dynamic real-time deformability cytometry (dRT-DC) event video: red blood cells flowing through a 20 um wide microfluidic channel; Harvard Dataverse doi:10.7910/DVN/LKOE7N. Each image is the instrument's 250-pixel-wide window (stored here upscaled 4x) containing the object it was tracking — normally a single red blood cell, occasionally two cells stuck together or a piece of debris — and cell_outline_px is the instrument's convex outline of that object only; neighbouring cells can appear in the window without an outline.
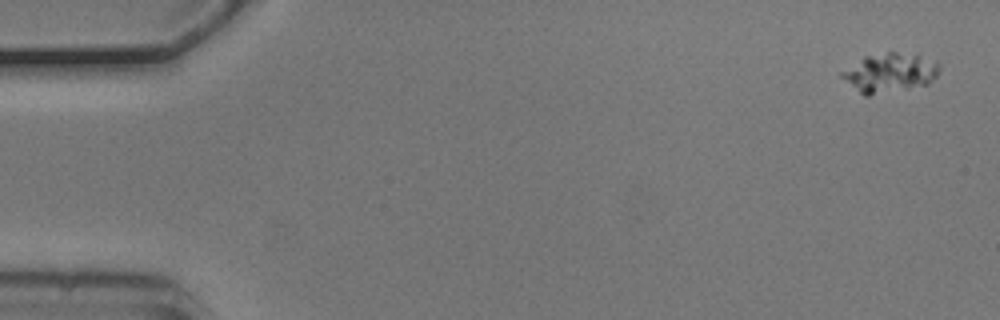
{"species": "common noctule bat (a hibernating species)", "species_latin": "Nyctalus noctula", "temperature_condition": "cold", "stored_images_in_passage": 5, "camera_frame_rate_fps": 3000, "um_per_image_px": 0.085, "animal": {"sex": "male", "body_mass_g": 20.5, "forearm_length_mm": 52.5}, "frame": {"image": 1, "passage_image": 1, "time_ms": 0.0, "image_size_px": [1000, 320], "cell_outline_px": [[940, 72], [928, 84], [868, 96], [864, 96], [840, 76], [840, 72], [864, 56], [888, 52], [916, 52], [936, 60], [940, 64]], "centroid_in_image_um": [75.69, 6.15], "position_along_channel_um": 9.3, "area_um2": 22.6}}
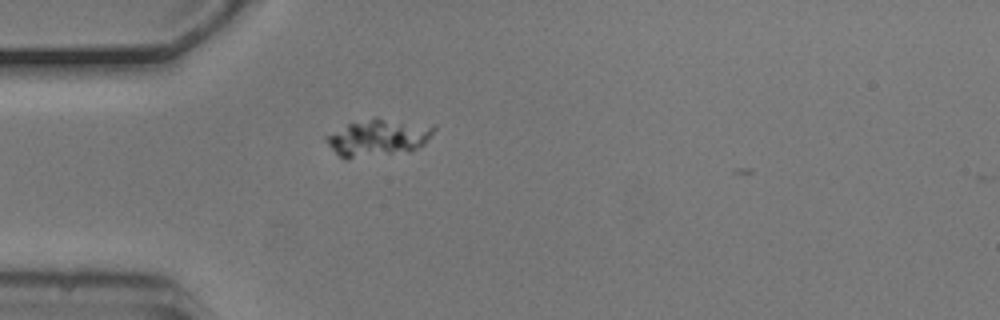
{"frame": {"image": 2, "passage_image": 5, "time_ms": 1.333, "image_size_px": [1000, 320], "cell_outline_px": [[436, 128], [424, 144], [408, 152], [344, 160], [328, 144], [324, 136], [348, 124], [372, 116], [376, 116], [436, 124]], "centroid_in_image_um": [32.2, 11.67], "position_along_channel_um": 52.8, "area_um2": 23.93}}